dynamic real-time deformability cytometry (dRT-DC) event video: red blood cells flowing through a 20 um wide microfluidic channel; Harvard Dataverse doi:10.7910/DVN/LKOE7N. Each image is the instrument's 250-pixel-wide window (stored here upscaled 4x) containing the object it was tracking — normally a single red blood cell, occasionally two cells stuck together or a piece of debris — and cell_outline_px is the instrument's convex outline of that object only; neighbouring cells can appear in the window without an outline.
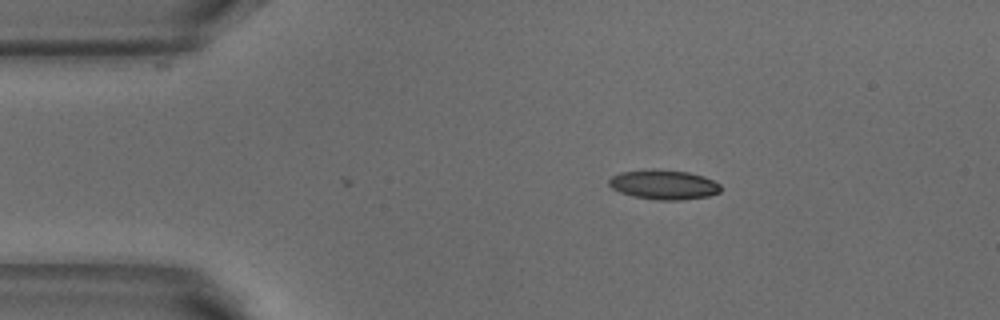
{"species": "common noctule bat (a hibernating species)", "species_latin": "Nyctalus noctula", "temperature_condition": "warm", "stored_images_in_passage": 2, "camera_frame_rate_fps": 3000, "um_per_image_px": 0.085, "animal": {"sex": "male", "body_mass_g": 18.8}, "frame": {"image": 1, "passage_image": 1, "time_ms": 0.0, "image_size_px": [1000, 320], "cell_outline_px": [[720, 192], [708, 196], [680, 200], [660, 200], [632, 196], [620, 192], [612, 188], [608, 184], [608, 180], [612, 176], [620, 172], [652, 168], [656, 168], [688, 172], [704, 176], [720, 184]], "centroid_in_image_um": [56.4, 15.68], "position_along_channel_um": 28.6, "area_um2": 19.42}}